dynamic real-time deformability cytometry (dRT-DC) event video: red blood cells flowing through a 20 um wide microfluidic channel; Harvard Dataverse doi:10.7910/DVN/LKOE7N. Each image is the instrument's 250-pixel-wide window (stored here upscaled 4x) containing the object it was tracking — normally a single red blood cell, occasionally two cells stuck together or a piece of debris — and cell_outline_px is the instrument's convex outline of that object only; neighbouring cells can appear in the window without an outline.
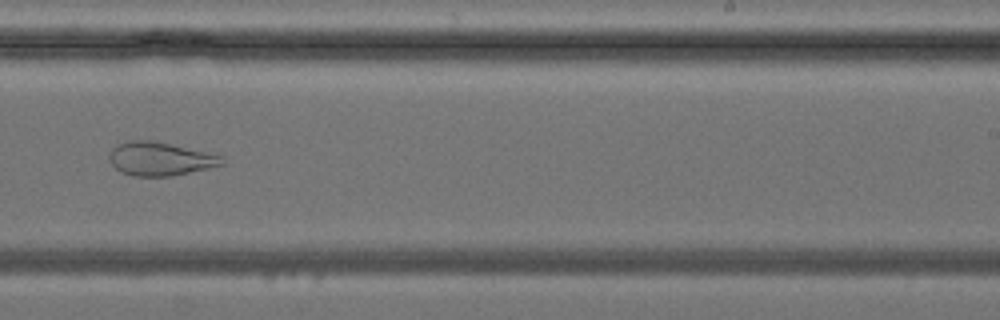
{"species": "common noctule bat (a hibernating species)", "species_latin": "Nyctalus noctula", "temperature_condition": "cold", "stored_images_in_passage": 31, "camera_frame_rate_fps": 3000, "um_per_image_px": 0.085, "animal": {"sex": "female", "body_mass_g": 24.6, "forearm_length_mm": 56.2}, "frame": {"image": 1, "passage_image": 18, "time_ms": 5.667, "image_size_px": [1000, 320], "cell_outline_px": [[224, 164], [208, 168], [172, 176], [132, 176], [120, 172], [112, 164], [108, 156], [112, 148], [116, 144], [128, 140], [152, 140], [224, 156]], "centroid_in_image_um": [13.58, 13.5], "position_along_channel_um": 275.4, "area_um2": 22.02}}